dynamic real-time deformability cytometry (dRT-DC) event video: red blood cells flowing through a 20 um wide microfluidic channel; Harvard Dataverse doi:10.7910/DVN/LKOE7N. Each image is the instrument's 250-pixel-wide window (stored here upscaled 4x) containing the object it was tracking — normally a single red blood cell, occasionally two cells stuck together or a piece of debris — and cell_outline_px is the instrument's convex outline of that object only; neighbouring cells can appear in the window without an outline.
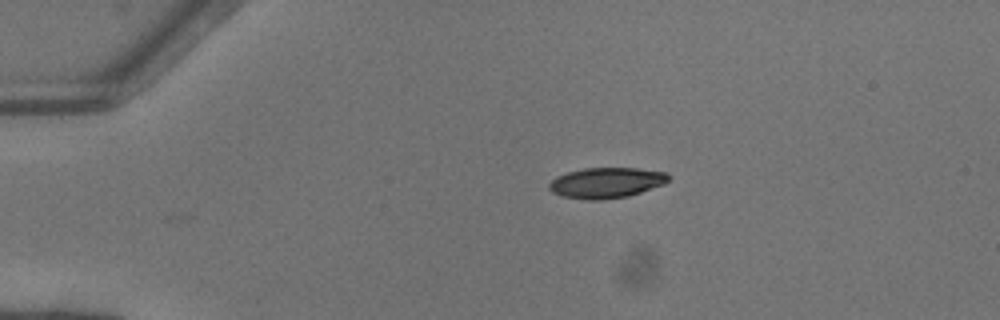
{"species": "common noctule bat (a hibernating species)", "species_latin": "Nyctalus noctula", "temperature_condition": "warm", "stored_images_in_passage": 36, "camera_frame_rate_fps": 3000, "um_per_image_px": 0.085, "animal": {"sex": "female"}, "frame": {"image": 1, "passage_image": 1, "time_ms": 0.0, "image_size_px": [1000, 320], "cell_outline_px": [[668, 180], [664, 184], [628, 196], [604, 200], [588, 200], [564, 196], [552, 192], [548, 188], [548, 184], [556, 176], [568, 172], [584, 168], [636, 168], [668, 172]], "centroid_in_image_um": [51.53, 15.53], "position_along_channel_um": 33.5, "area_um2": 21.21}}
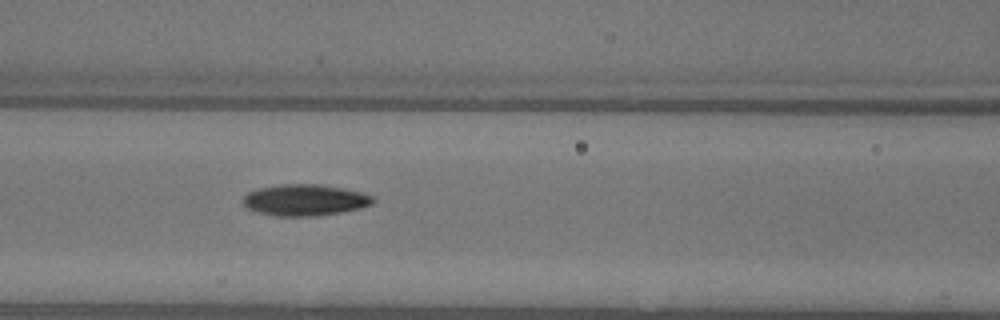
{"frame": {"image": 2, "passage_image": 13, "time_ms": 4.0, "image_size_px": [1000, 320], "cell_outline_px": [[372, 204], [360, 208], [340, 212], [316, 216], [276, 216], [256, 212], [240, 204], [240, 200], [248, 192], [260, 188], [280, 184], [320, 184], [344, 188], [360, 192], [372, 196]], "centroid_in_image_um": [25.84, 17.0], "position_along_channel_um": 140.8, "area_um2": 23.81}}
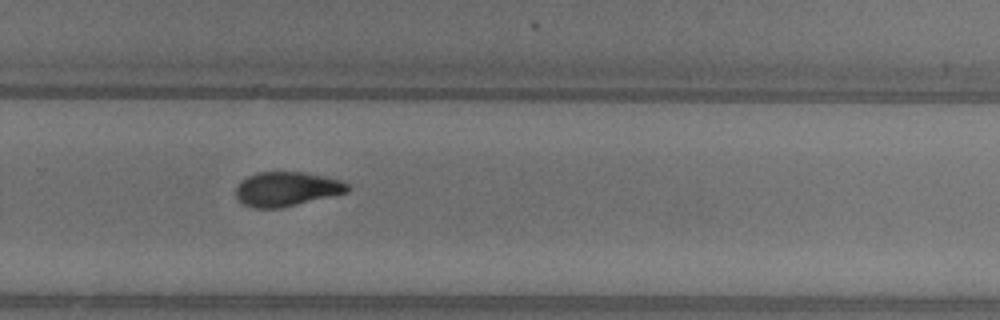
{"frame": {"image": 3, "passage_image": 25, "time_ms": 8.0, "image_size_px": [1000, 320], "cell_outline_px": [[348, 192], [280, 208], [252, 208], [240, 204], [236, 196], [236, 188], [240, 180], [256, 172], [300, 172], [324, 176], [340, 180], [348, 184]], "centroid_in_image_um": [24.3, 16.07], "position_along_channel_um": 305.5, "area_um2": 22.37}, "authors_computed_cell_mechanics": {"area_um2": 22.8021, "velocity_mm_per_s": 4.1333, "shape_relaxation_time_tau1_ms": 4.6474, "shape_relaxation_time_tau2_ms": 2.587, "deformation_change_tau1": 0.1706, "deformation_change_tau2": 0.0692}}